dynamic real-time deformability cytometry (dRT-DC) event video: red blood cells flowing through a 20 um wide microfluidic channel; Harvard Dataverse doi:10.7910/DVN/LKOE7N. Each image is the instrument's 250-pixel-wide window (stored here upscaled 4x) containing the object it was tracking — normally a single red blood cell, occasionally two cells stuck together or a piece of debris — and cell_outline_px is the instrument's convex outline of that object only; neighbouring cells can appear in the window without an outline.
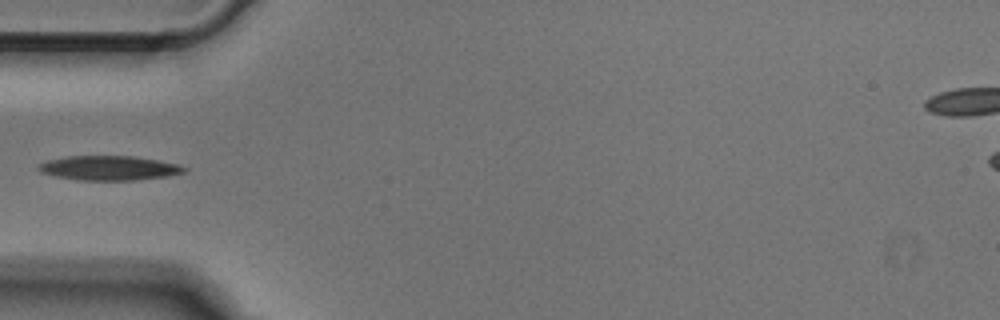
{"species": "Egyptian fruit bat (a non-hibernating species)", "species_latin": "Rousettus aegyptiacus", "temperature_condition": "cold", "stored_images_in_passage": 36, "camera_frame_rate_fps": 3000, "um_per_image_px": 0.085, "animal": {"sex": "male"}, "frame": {"image": 1, "passage_image": 1, "time_ms": 0.0, "image_size_px": [1000, 320], "cell_outline_px": [[188, 168], [184, 172], [168, 176], [136, 180], [80, 180], [56, 176], [40, 172], [36, 168], [36, 164], [48, 160], [64, 156], [136, 156], [180, 164]], "centroid_in_image_um": [9.26, 14.27], "position_along_channel_um": 75.7, "area_um2": 20.98}}
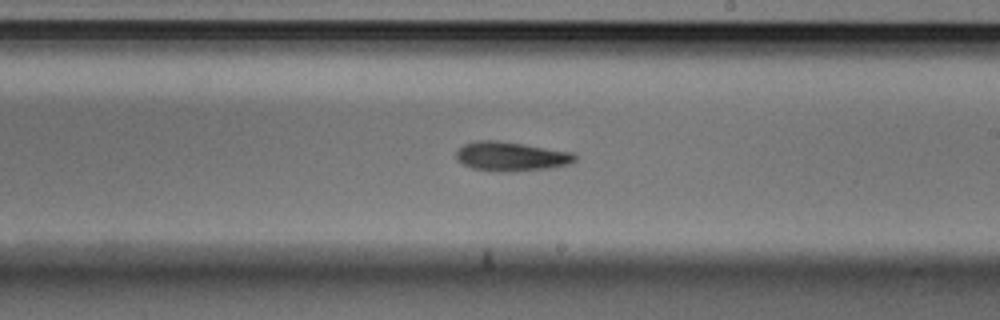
{"frame": {"image": 2, "passage_image": 14, "time_ms": 4.333, "image_size_px": [1000, 320], "cell_outline_px": [[576, 160], [568, 164], [552, 168], [512, 172], [504, 172], [472, 168], [456, 160], [456, 152], [464, 144], [476, 140], [496, 140], [524, 144], [576, 152]], "centroid_in_image_um": [43.48, 13.29], "position_along_channel_um": 245.5, "area_um2": 20.46}}
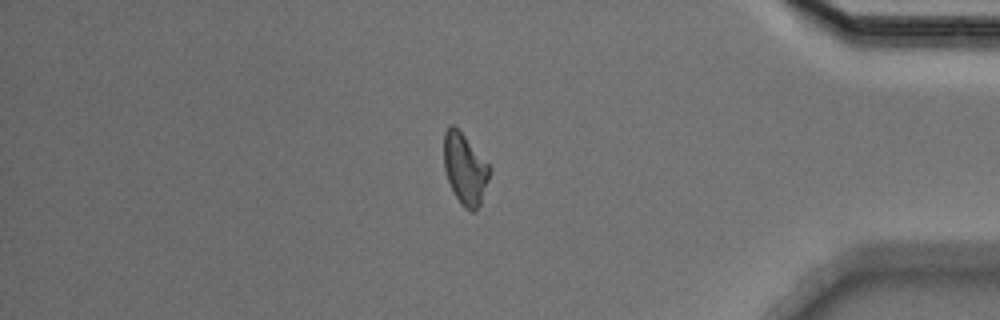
{"frame": {"image": 3, "passage_image": 28, "time_ms": 9.0, "image_size_px": [1000, 320], "cell_outline_px": [[492, 168], [480, 204], [476, 212], [472, 212], [464, 208], [460, 204], [448, 180], [444, 168], [444, 132], [452, 124], [464, 136]], "centroid_in_image_um": [39.53, 14.4], "position_along_channel_um": 395.7, "area_um2": 18.61}}